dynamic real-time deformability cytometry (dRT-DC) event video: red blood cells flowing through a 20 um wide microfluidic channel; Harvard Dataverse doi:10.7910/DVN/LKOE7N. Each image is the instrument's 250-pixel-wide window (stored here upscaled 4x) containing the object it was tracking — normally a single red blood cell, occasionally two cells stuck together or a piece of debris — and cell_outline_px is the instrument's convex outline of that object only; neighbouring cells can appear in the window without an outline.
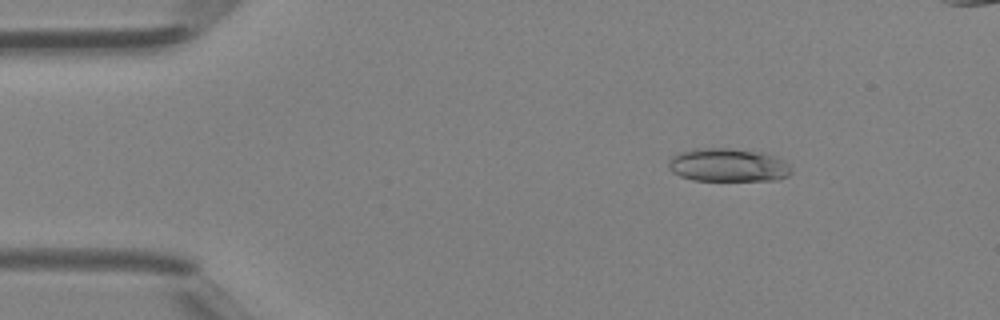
{"species": "Egyptian fruit bat (a non-hibernating species)", "species_latin": "Rousettus aegyptiacus", "temperature_condition": "room temperature", "stored_images_in_passage": 42, "camera_frame_rate_fps": 3000, "um_per_image_px": 0.085, "animal": {"sex": "female"}, "frame": {"image": 1, "passage_image": 7, "time_ms": 2.0, "image_size_px": [1000, 320], "cell_outline_px": [[792, 172], [788, 176], [776, 180], [692, 180], [680, 176], [672, 172], [668, 168], [668, 160], [672, 156], [680, 152], [692, 148], [728, 148], [764, 152], [784, 160], [792, 168]], "centroid_in_image_um": [61.88, 14.02], "position_along_channel_um": 23.1, "area_um2": 24.1}}
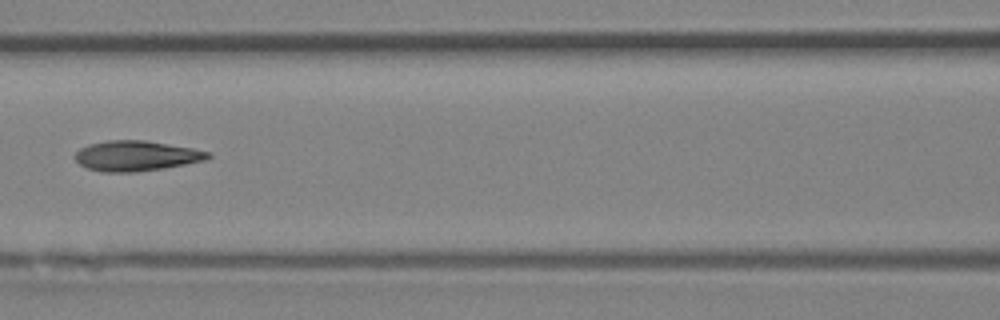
{"frame": {"image": 2, "passage_image": 20, "time_ms": 6.333, "image_size_px": [1000, 320], "cell_outline_px": [[212, 156], [204, 160], [164, 168], [136, 172], [100, 172], [88, 168], [80, 164], [72, 156], [80, 148], [88, 144], [108, 140], [144, 140], [192, 148], [212, 152]], "centroid_in_image_um": [11.55, 13.24], "position_along_channel_um": 155.0, "area_um2": 23.47}}
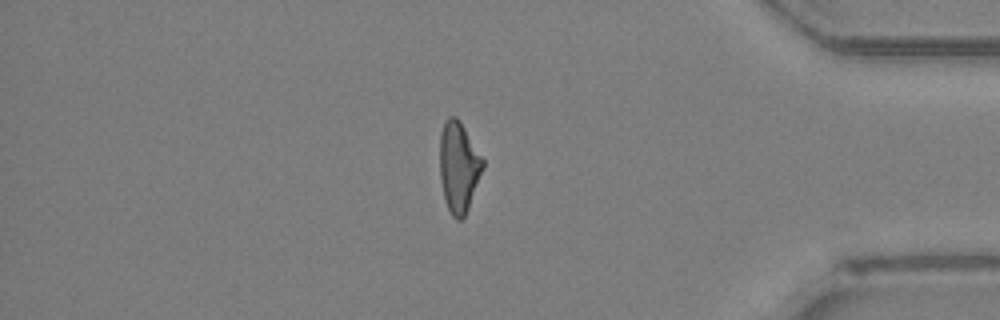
{"frame": {"image": 3, "passage_image": 37, "time_ms": 12.0, "image_size_px": [1000, 320], "cell_outline_px": [[484, 168], [468, 208], [464, 216], [460, 220], [456, 220], [452, 216], [444, 200], [440, 176], [440, 132], [444, 120], [448, 116], [456, 116], [460, 120], [484, 160]], "centroid_in_image_um": [38.98, 14.16], "position_along_channel_um": 396.2, "area_um2": 22.83}}